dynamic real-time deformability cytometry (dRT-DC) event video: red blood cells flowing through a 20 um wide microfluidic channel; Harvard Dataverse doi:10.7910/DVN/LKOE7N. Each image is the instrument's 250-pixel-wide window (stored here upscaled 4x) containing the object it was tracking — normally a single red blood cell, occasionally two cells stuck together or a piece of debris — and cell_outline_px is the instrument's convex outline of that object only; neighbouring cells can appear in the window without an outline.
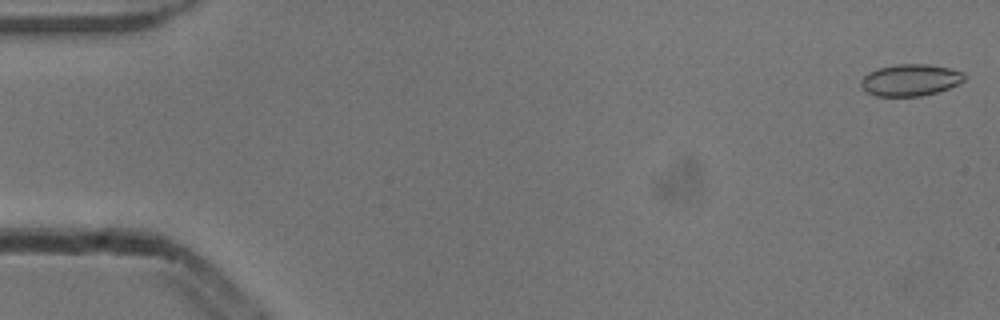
{"species": "common noctule bat (a hibernating species)", "species_latin": "Nyctalus noctula", "temperature_condition": "cold", "stored_images_in_passage": 7, "camera_frame_rate_fps": 3000, "um_per_image_px": 0.085, "animal": {"sex": "male", "body_mass_g": 13.3}, "frame": {"image": 1, "passage_image": 1, "time_ms": 0.0, "image_size_px": [1000, 320], "cell_outline_px": [[964, 80], [960, 84], [936, 92], [920, 96], [876, 96], [864, 92], [860, 84], [860, 80], [868, 72], [880, 68], [896, 64], [928, 64], [952, 68], [964, 72]], "centroid_in_image_um": [77.37, 6.8], "position_along_channel_um": 7.6, "area_um2": 19.31}}